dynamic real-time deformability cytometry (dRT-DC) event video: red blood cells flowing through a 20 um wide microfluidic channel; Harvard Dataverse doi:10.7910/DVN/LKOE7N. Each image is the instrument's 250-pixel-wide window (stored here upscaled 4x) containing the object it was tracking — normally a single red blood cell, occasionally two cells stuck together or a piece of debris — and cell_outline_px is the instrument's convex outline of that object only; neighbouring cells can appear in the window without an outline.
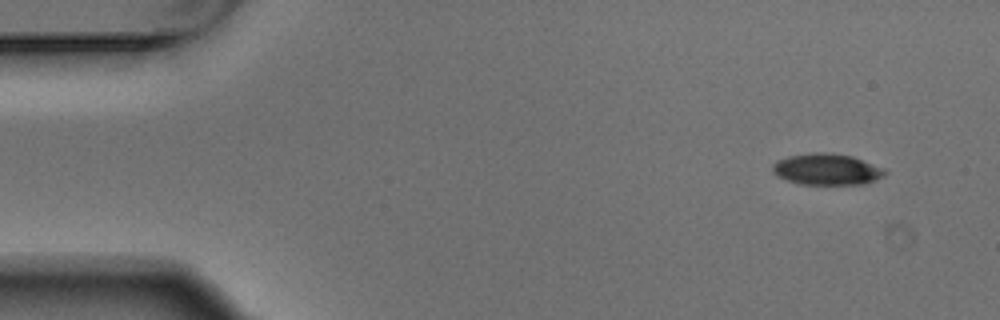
{"species": "Egyptian fruit bat (a non-hibernating species)", "species_latin": "Rousettus aegyptiacus", "temperature_condition": "warm", "stored_images_in_passage": 4, "camera_frame_rate_fps": 3000, "um_per_image_px": 0.085, "animal": {"sex": "male"}, "frame": {"image": 1, "passage_image": 1, "time_ms": 0.0, "image_size_px": [1000, 320], "cell_outline_px": [[888, 172], [884, 176], [876, 180], [864, 184], [800, 184], [776, 176], [772, 172], [772, 164], [776, 160], [788, 156], [812, 152], [824, 152], [852, 156], [884, 168]], "centroid_in_image_um": [70.27, 14.39], "position_along_channel_um": 14.7, "area_um2": 20.63}}
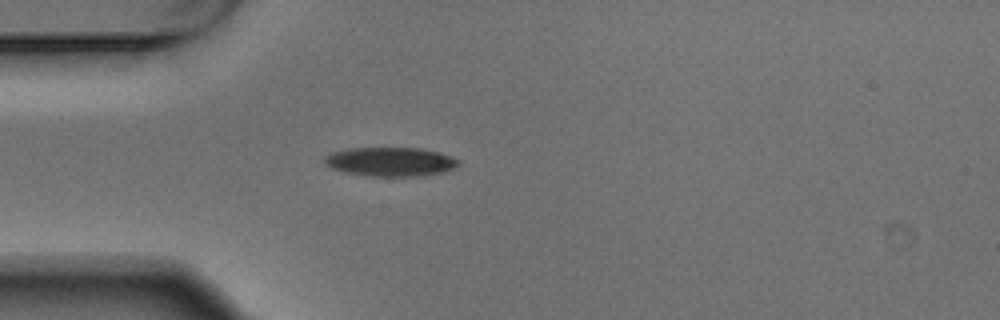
{"frame": {"image": 2, "passage_image": 4, "time_ms": 1.0, "image_size_px": [1000, 320], "cell_outline_px": [[460, 164], [444, 172], [416, 176], [372, 176], [344, 172], [332, 168], [324, 164], [324, 156], [332, 152], [348, 148], [420, 148], [440, 152], [452, 156], [460, 160]], "centroid_in_image_um": [33.19, 13.74], "position_along_channel_um": 51.8, "area_um2": 22.72}}